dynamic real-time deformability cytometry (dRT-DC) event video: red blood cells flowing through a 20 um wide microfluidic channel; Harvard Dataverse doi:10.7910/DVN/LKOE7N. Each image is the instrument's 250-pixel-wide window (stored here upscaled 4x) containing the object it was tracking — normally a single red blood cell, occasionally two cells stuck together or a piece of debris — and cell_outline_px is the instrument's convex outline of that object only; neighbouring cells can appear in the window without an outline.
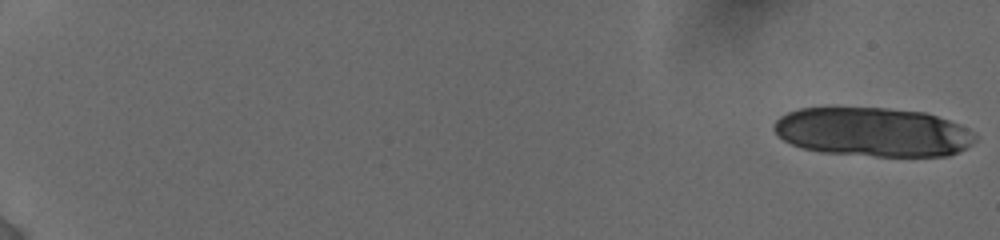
{"species": "human", "species_latin": "Homo sapiens", "temperature_condition": "cold", "stored_images_in_passage": 9, "camera_frame_rate_fps": 3000, "um_per_image_px": 0.085, "donor": {"sex": "female"}, "frame": {"image": 1, "passage_image": 1, "time_ms": 0.0, "image_size_px": [1000, 240], "cell_outline_px": [[980, 136], [972, 144], [948, 156], [876, 156], [820, 152], [800, 148], [784, 140], [772, 128], [772, 124], [780, 116], [788, 112], [800, 108], [884, 108], [924, 112], [948, 120], [968, 128], [976, 132]], "centroid_in_image_um": [74.21, 11.23], "position_along_channel_um": 10.8, "area_um2": 57.68}}
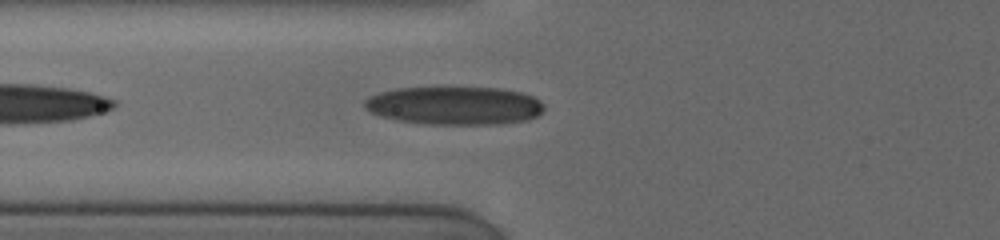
{"frame": {"image": 2, "passage_image": 9, "time_ms": 8.0, "image_size_px": [1000, 240], "cell_outline_px": [[544, 108], [536, 116], [528, 120], [500, 124], [424, 124], [396, 120], [380, 116], [364, 108], [364, 100], [368, 96], [380, 92], [396, 88], [500, 88], [520, 92], [532, 96], [540, 100], [544, 104]], "centroid_in_image_um": [38.62, 8.98], "position_along_channel_um": 87.2, "area_um2": 40.06}}